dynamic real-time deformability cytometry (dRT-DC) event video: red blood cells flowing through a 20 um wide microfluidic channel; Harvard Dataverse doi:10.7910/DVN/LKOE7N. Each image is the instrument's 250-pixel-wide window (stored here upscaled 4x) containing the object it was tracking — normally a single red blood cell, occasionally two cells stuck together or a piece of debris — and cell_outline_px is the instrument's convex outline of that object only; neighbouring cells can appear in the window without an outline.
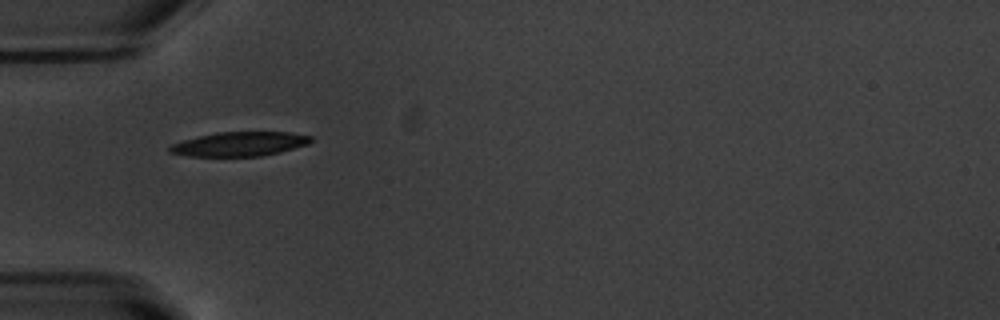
{"species": "common noctule bat (a hibernating species)", "species_latin": "Nyctalus noctula", "temperature_condition": "warm", "stored_images_in_passage": 10, "camera_frame_rate_fps": 3000, "um_per_image_px": 0.085, "animal": {"sex": "male", "body_mass_g": 20.1, "forearm_length_mm": 53.5}, "frame": {"image": 1, "passage_image": 1, "time_ms": 0.0, "image_size_px": [1000, 320], "cell_outline_px": [[312, 140], [308, 144], [280, 152], [260, 156], [188, 156], [168, 152], [168, 148], [172, 144], [184, 140], [216, 132], [288, 132], [312, 136]], "centroid_in_image_um": [20.37, 12.24], "position_along_channel_um": 64.6, "area_um2": 19.83}}